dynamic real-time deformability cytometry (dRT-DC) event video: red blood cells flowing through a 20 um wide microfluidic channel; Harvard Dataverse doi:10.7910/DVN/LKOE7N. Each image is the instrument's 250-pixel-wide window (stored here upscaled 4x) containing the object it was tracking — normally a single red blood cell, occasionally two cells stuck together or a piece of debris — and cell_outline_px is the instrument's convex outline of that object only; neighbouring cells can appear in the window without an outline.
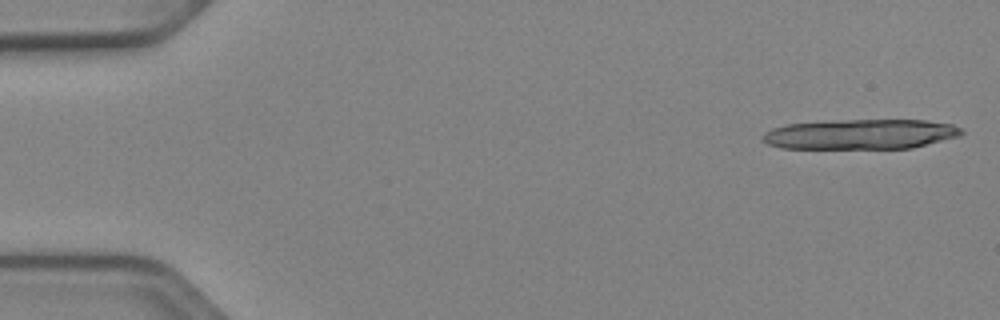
{"species": "Egyptian fruit bat (a non-hibernating species)", "species_latin": "Rousettus aegyptiacus", "temperature_condition": "cold", "stored_images_in_passage": 31, "camera_frame_rate_fps": 3000, "um_per_image_px": 0.085, "animal": {"sex": "female"}, "frame": {"image": 1, "passage_image": 1, "time_ms": 0.0, "image_size_px": [1000, 320], "cell_outline_px": [[964, 132], [960, 136], [912, 148], [780, 148], [768, 144], [760, 136], [764, 132], [772, 128], [784, 124], [832, 120], [924, 120], [952, 124], [960, 128]], "centroid_in_image_um": [73.12, 11.4], "position_along_channel_um": 11.9, "area_um2": 34.91}}
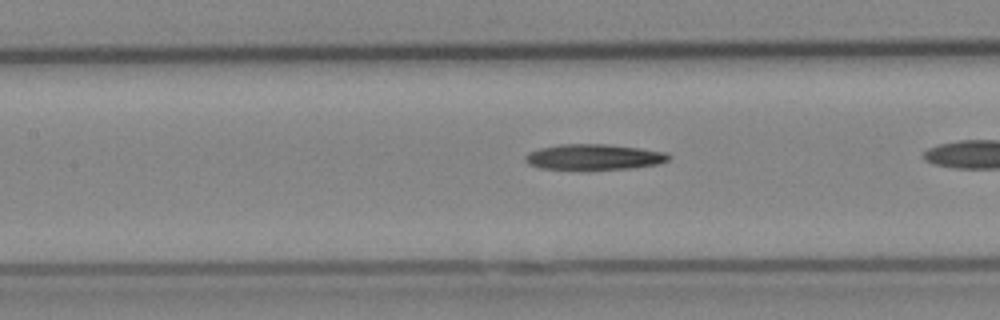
{"frame": {"image": 2, "passage_image": 21, "time_ms": 6.667, "image_size_px": [1000, 320], "cell_outline_px": [[672, 156], [668, 160], [656, 164], [632, 168], [540, 168], [528, 164], [524, 160], [524, 156], [528, 152], [540, 148], [560, 144], [608, 144], [640, 148], [668, 152]], "centroid_in_image_um": [50.49, 13.32], "position_along_channel_um": 156.9, "area_um2": 21.1}}